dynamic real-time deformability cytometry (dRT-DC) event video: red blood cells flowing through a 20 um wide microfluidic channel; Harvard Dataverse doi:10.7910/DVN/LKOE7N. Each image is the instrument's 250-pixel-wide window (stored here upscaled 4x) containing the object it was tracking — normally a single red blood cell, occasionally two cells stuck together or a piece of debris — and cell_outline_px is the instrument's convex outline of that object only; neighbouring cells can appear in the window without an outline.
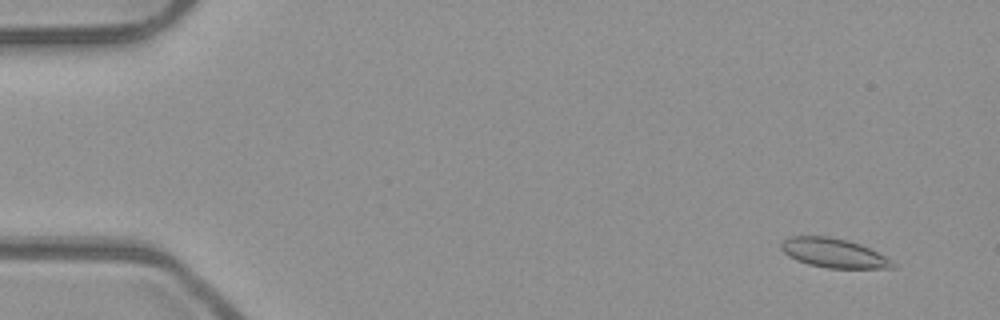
{"species": "common noctule bat (a hibernating species)", "species_latin": "Nyctalus noctula", "temperature_condition": "room temperature", "stored_images_in_passage": 52, "camera_frame_rate_fps": 3000, "um_per_image_px": 0.085, "animal": {"sex": "male", "body_mass_g": 23.1, "forearm_length_mm": 52.7}, "frame": {"image": 1, "passage_image": 3, "time_ms": 0.667, "image_size_px": [1000, 320], "cell_outline_px": [[896, 268], [828, 268], [808, 264], [796, 260], [788, 256], [780, 248], [780, 244], [788, 236], [828, 236], [848, 240], [860, 244], [892, 260], [896, 264]], "centroid_in_image_um": [70.84, 21.5], "position_along_channel_um": 14.2, "area_um2": 19.02}}
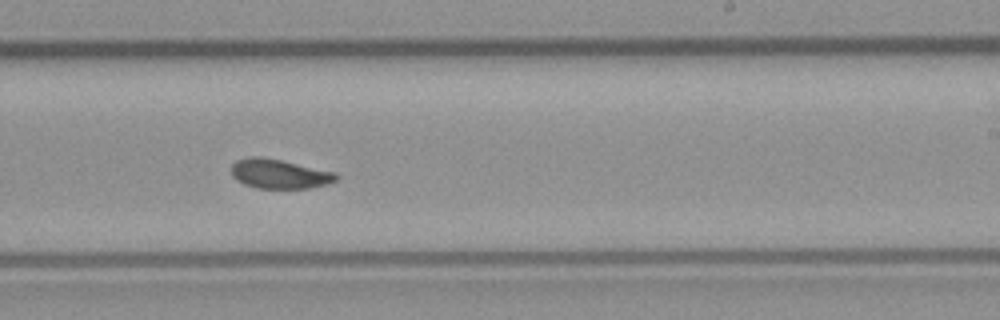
{"frame": {"image": 2, "passage_image": 32, "time_ms": 10.333, "image_size_px": [1000, 320], "cell_outline_px": [[340, 176], [336, 180], [328, 184], [308, 188], [256, 188], [244, 184], [236, 180], [232, 176], [232, 164], [236, 160], [248, 156], [260, 156], [280, 160], [336, 172]], "centroid_in_image_um": [23.74, 14.77], "position_along_channel_um": 265.3, "area_um2": 18.03}}
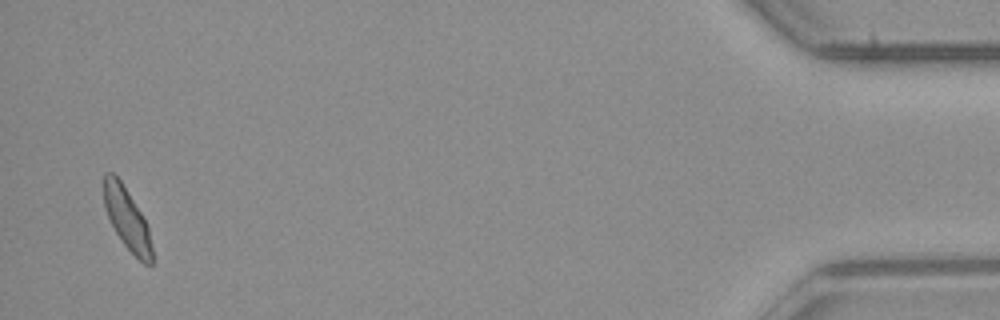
{"frame": {"image": 3, "passage_image": 51, "time_ms": 16.667, "image_size_px": [1000, 320], "cell_outline_px": [[152, 264], [144, 264], [120, 240], [108, 216], [104, 204], [104, 172], [112, 172], [120, 180], [128, 192], [140, 212], [148, 228], [152, 248]], "centroid_in_image_um": [10.78, 18.59], "position_along_channel_um": 424.4, "area_um2": 16.82}, "authors_computed_cell_mechanics": {"area_um2": 18.4093, "velocity_mm_per_s": 3.908, "shape_relaxation_time_tau1_ms": 3.89, "shape_relaxation_time_tau2_ms": 1.6682, "deformation_change_tau1": 0.1212, "deformation_change_tau2": 0.0512}}